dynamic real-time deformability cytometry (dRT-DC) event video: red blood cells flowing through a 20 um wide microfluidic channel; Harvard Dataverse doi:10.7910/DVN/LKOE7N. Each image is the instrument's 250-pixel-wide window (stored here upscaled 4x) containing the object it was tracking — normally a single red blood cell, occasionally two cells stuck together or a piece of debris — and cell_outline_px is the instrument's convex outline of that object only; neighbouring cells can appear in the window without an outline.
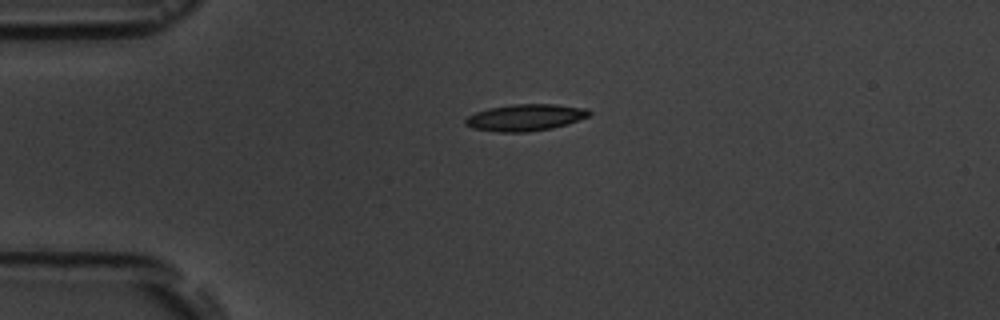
{"species": "common noctule bat (a hibernating species)", "species_latin": "Nyctalus noctula", "temperature_condition": "room temperature", "stored_images_in_passage": 2, "camera_frame_rate_fps": 3000, "um_per_image_px": 0.085, "animal": {"sex": "male", "body_mass_g": 19.5, "forearm_length_mm": 54.6}, "frame": {"image": 1, "passage_image": 1, "time_ms": 0.0, "image_size_px": [1000, 320], "cell_outline_px": [[592, 112], [588, 116], [568, 124], [552, 128], [528, 132], [496, 132], [472, 128], [464, 124], [464, 120], [468, 116], [476, 112], [488, 108], [512, 104], [556, 104], [588, 108]], "centroid_in_image_um": [44.65, 9.98], "position_along_channel_um": 40.3, "area_um2": 19.42}}